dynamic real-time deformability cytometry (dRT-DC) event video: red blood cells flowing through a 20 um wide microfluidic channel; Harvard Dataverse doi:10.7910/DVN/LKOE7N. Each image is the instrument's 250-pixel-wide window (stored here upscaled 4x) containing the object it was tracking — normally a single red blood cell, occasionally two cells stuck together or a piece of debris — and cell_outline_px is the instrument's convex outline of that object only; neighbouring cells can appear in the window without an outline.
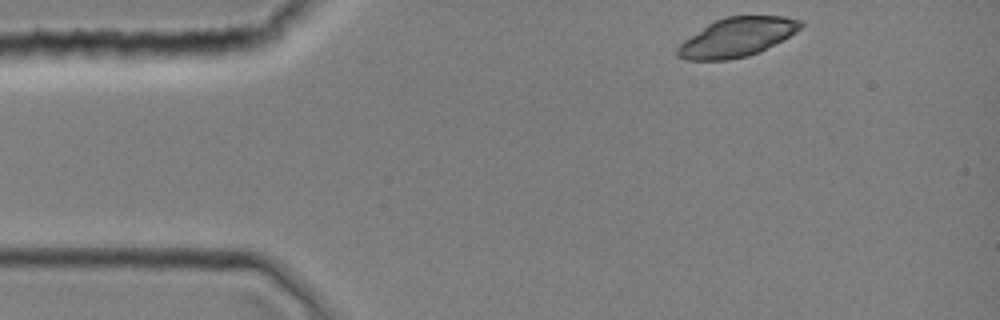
{"species": "common noctule bat (a hibernating species)", "species_latin": "Nyctalus noctula", "temperature_condition": "room temperature", "stored_images_in_passage": 32, "camera_frame_rate_fps": 3000, "um_per_image_px": 0.085, "animal": {"sex": "female", "body_mass_g": 19.0, "forearm_length_mm": 51.5}, "frame": {"image": 1, "passage_image": 1, "time_ms": 0.0, "image_size_px": [1000, 320], "cell_outline_px": [[804, 24], [796, 32], [760, 52], [748, 56], [728, 60], [688, 60], [676, 56], [676, 48], [684, 40], [708, 24], [724, 16], [784, 16], [804, 20]], "centroid_in_image_um": [62.65, 3.16], "position_along_channel_um": 22.3, "area_um2": 28.03}}
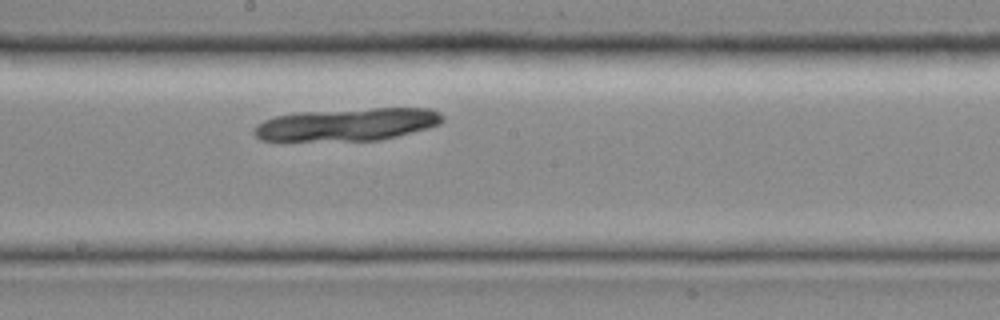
{"frame": {"image": 2, "passage_image": 17, "time_ms": 5.333, "image_size_px": [1000, 320], "cell_outline_px": [[444, 120], [440, 124], [428, 128], [380, 140], [260, 140], [252, 132], [252, 128], [256, 124], [264, 120], [276, 116], [296, 112], [372, 108], [428, 108], [440, 112], [444, 116]], "centroid_in_image_um": [29.52, 10.56], "position_along_channel_um": 218.7, "area_um2": 35.84}}
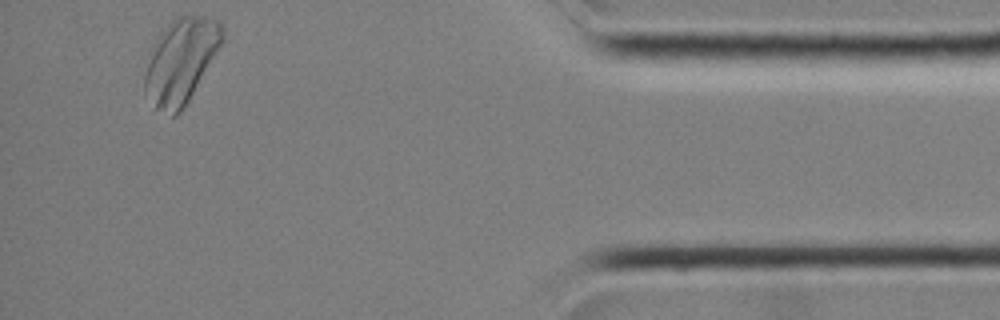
{"frame": {"image": 3, "passage_image": 32, "time_ms": 10.333, "image_size_px": [1000, 320], "cell_outline_px": [[224, 40], [188, 100], [180, 112], [176, 116], [172, 116], [156, 108], [144, 92], [144, 76], [152, 44], [156, 36], [176, 16], [204, 16], [220, 20], [224, 24]], "centroid_in_image_um": [15.37, 5.13], "position_along_channel_um": 419.8, "area_um2": 38.26}}